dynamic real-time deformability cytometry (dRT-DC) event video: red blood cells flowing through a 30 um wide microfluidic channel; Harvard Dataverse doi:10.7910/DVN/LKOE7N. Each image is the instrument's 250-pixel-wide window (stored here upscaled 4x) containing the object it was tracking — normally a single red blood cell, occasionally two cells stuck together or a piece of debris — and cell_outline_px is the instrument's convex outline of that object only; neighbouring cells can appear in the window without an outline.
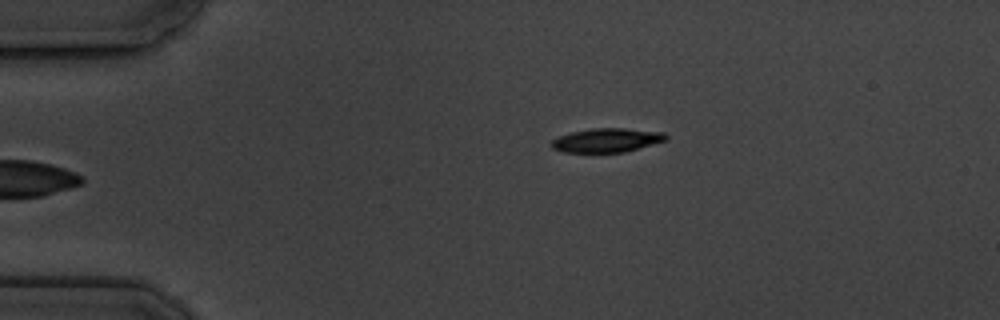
{"species": "common noctule bat (a hibernating species)", "species_latin": "Nyctalus noctula", "temperature_condition": "cold", "stored_images_in_passage": 5, "camera_frame_rate_fps": 3000, "um_per_image_px": 0.085, "animal": {"sex": "male", "body_mass_g": 19.5, "forearm_length_mm": 54.6}, "frame": {"image": 1, "passage_image": 5, "time_ms": 5.333, "image_size_px": [1000, 320], "cell_outline_px": [[668, 140], [624, 152], [564, 152], [552, 148], [552, 140], [556, 136], [572, 132], [592, 128], [624, 128], [664, 132], [668, 136]], "centroid_in_image_um": [51.59, 11.91], "position_along_channel_um": 33.4, "area_um2": 16.01}}